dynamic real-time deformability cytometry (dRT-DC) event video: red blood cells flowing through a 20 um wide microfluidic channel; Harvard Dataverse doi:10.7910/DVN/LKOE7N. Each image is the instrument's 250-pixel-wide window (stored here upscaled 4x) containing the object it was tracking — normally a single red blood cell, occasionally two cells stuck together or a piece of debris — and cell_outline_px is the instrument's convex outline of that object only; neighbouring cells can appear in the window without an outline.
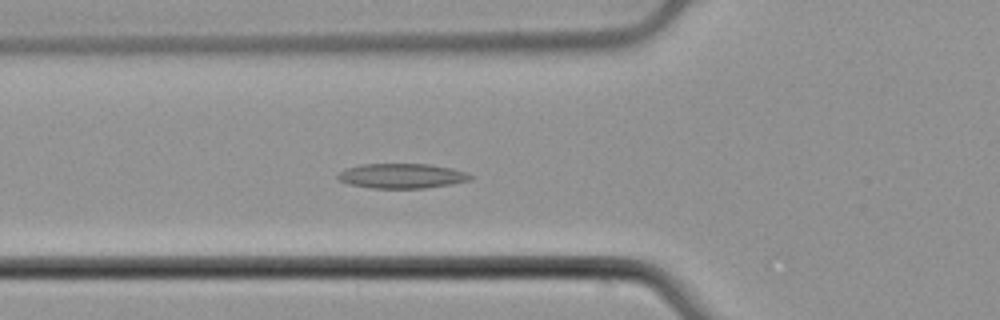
{"species": "common noctule bat (a hibernating species)", "species_latin": "Nyctalus noctula", "temperature_condition": "cold", "stored_images_in_passage": 54, "camera_frame_rate_fps": 3000, "um_per_image_px": 0.085, "animal": {"sex": "male", "body_mass_g": 21.5, "forearm_length_mm": 52.0}, "frame": {"image": 1, "passage_image": 20, "time_ms": 6.333, "image_size_px": [1000, 320], "cell_outline_px": [[472, 180], [452, 184], [424, 188], [372, 188], [348, 184], [340, 180], [336, 176], [340, 172], [348, 168], [360, 164], [428, 164], [452, 168], [464, 172], [472, 176]], "centroid_in_image_um": [34.16, 14.95], "position_along_channel_um": 91.6, "area_um2": 19.07}}
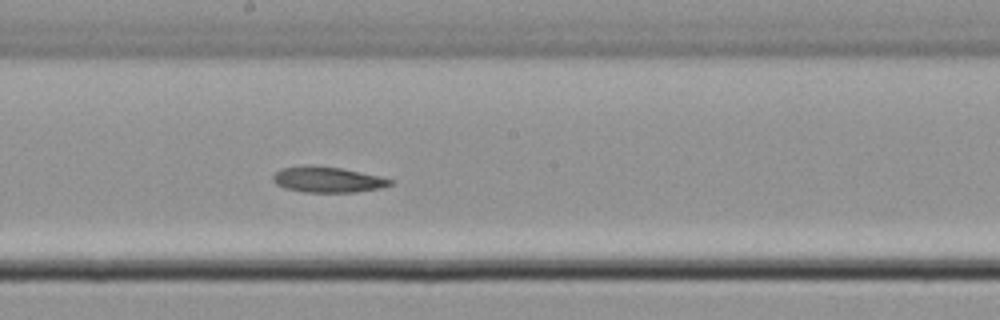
{"frame": {"image": 2, "passage_image": 30, "time_ms": 9.667, "image_size_px": [1000, 320], "cell_outline_px": [[392, 184], [380, 188], [356, 192], [304, 192], [284, 188], [276, 184], [272, 180], [272, 176], [280, 168], [340, 168], [380, 176], [392, 180]], "centroid_in_image_um": [27.87, 15.31], "position_along_channel_um": 220.3, "area_um2": 16.76}}
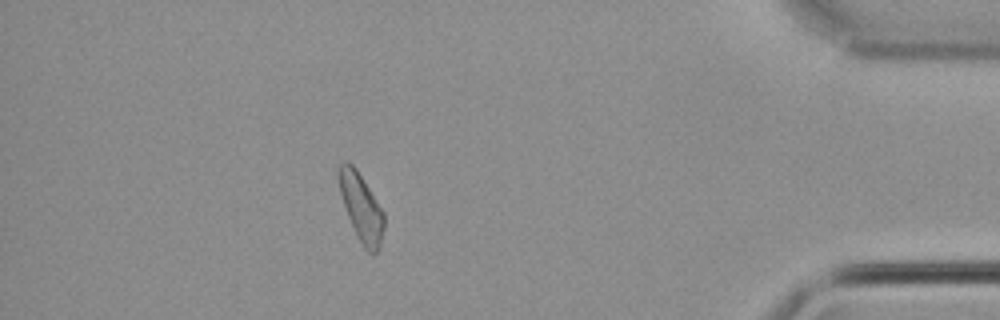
{"frame": {"image": 3, "passage_image": 48, "time_ms": 15.667, "image_size_px": [1000, 320], "cell_outline_px": [[384, 228], [380, 244], [376, 252], [372, 256], [364, 248], [348, 216], [340, 192], [336, 176], [336, 168], [344, 160], [348, 160], [356, 168], [384, 212]], "centroid_in_image_um": [30.68, 17.56], "position_along_channel_um": 404.5, "area_um2": 17.8}}